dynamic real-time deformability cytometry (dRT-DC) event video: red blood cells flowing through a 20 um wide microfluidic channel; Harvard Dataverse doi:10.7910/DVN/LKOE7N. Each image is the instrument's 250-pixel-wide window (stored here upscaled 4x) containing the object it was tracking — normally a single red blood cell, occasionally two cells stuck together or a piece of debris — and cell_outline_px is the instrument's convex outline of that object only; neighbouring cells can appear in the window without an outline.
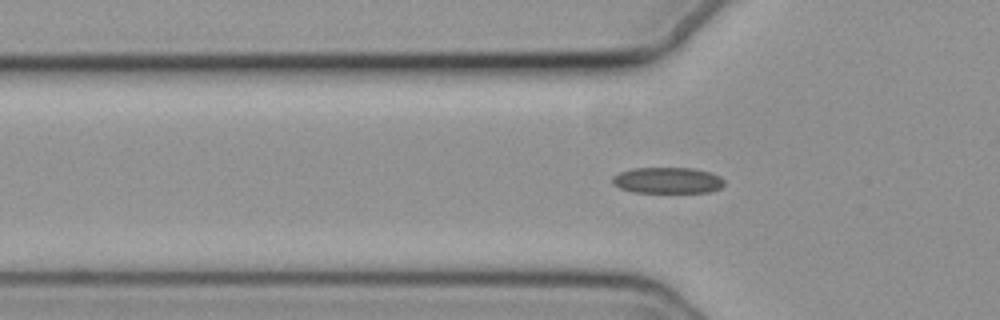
{"species": "common noctule bat (a hibernating species)", "species_latin": "Nyctalus noctula", "temperature_condition": "cold", "stored_images_in_passage": 40, "camera_frame_rate_fps": 3000, "um_per_image_px": 0.085, "animal": {"sex": "female", "body_mass_g": 19.3, "forearm_length_mm": 54.1}, "frame": {"image": 1, "passage_image": 2, "time_ms": 0.333, "image_size_px": [1000, 320], "cell_outline_px": [[724, 184], [720, 188], [708, 192], [636, 192], [620, 188], [612, 184], [612, 176], [620, 172], [632, 168], [692, 168], [708, 172], [720, 176], [724, 180]], "centroid_in_image_um": [56.72, 15.33], "position_along_channel_um": 69.1, "area_um2": 16.94}}
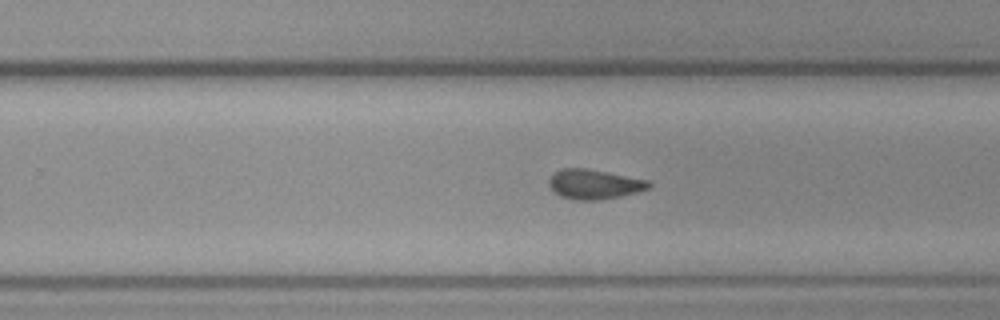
{"frame": {"image": 2, "passage_image": 19, "time_ms": 6.0, "image_size_px": [1000, 320], "cell_outline_px": [[652, 188], [620, 196], [600, 200], [572, 200], [560, 196], [548, 184], [548, 180], [556, 172], [564, 168], [584, 168], [648, 180], [652, 184]], "centroid_in_image_um": [50.53, 15.67], "position_along_channel_um": 279.3, "area_um2": 17.11}}
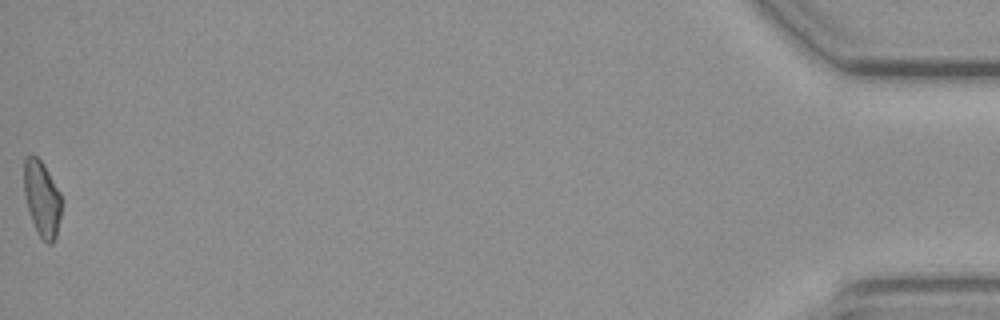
{"frame": {"image": 3, "passage_image": 40, "time_ms": 13.0, "image_size_px": [1000, 320], "cell_outline_px": [[60, 216], [56, 236], [52, 244], [48, 244], [36, 232], [24, 196], [24, 160], [28, 156], [36, 156], [44, 164], [60, 192]], "centroid_in_image_um": [3.55, 16.89], "position_along_channel_um": 431.6, "area_um2": 16.3}, "authors_computed_cell_mechanics": {"area_um2": 16.762, "velocity_mm_per_s": 3.715, "shape_relaxation_time_tau1_ms": null, "shape_relaxation_time_tau2_ms": 3.3322, "deformation_change_tau1": null, "deformation_change_tau2": 0.0881}}